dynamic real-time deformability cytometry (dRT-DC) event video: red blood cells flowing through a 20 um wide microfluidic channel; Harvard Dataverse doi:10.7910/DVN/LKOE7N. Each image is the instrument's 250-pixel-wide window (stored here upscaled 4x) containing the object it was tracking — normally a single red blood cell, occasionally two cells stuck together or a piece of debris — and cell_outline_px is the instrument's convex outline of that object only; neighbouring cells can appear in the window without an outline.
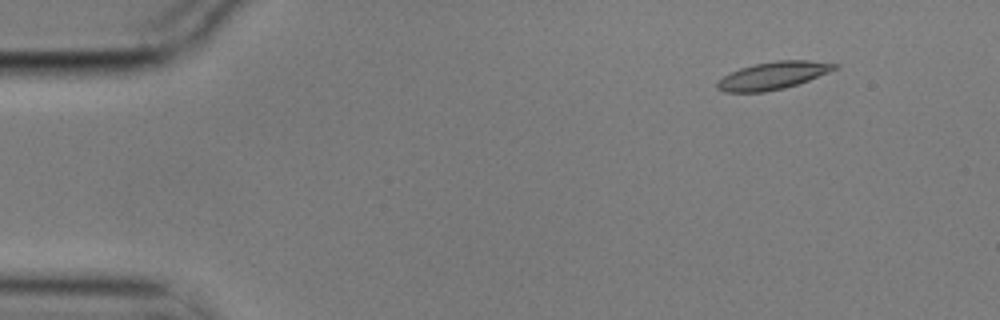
{"species": "common noctule bat (a hibernating species)", "species_latin": "Nyctalus noctula", "temperature_condition": "cold", "stored_images_in_passage": 5, "camera_frame_rate_fps": 3000, "um_per_image_px": 0.085, "animal": {"sex": "male", "body_mass_g": 17.9}, "frame": {"image": 1, "passage_image": 1, "time_ms": 0.0, "image_size_px": [1000, 320], "cell_outline_px": [[840, 64], [836, 68], [828, 72], [808, 80], [784, 88], [764, 92], [724, 92], [716, 88], [716, 84], [724, 76], [740, 68], [756, 64], [776, 60], [808, 60]], "centroid_in_image_um": [65.7, 6.42], "position_along_channel_um": 19.3, "area_um2": 18.55}}
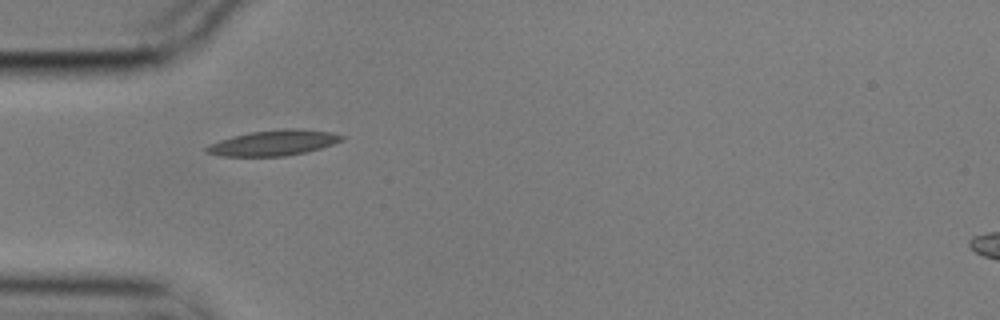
{"frame": {"image": 2, "passage_image": 4, "time_ms": 1.0, "image_size_px": [1000, 320], "cell_outline_px": [[344, 140], [308, 152], [284, 156], [220, 156], [204, 152], [204, 148], [208, 144], [232, 136], [252, 132], [284, 128], [300, 128], [332, 132], [344, 136]], "centroid_in_image_um": [23.25, 12.14], "position_along_channel_um": 61.8, "area_um2": 20.23}}
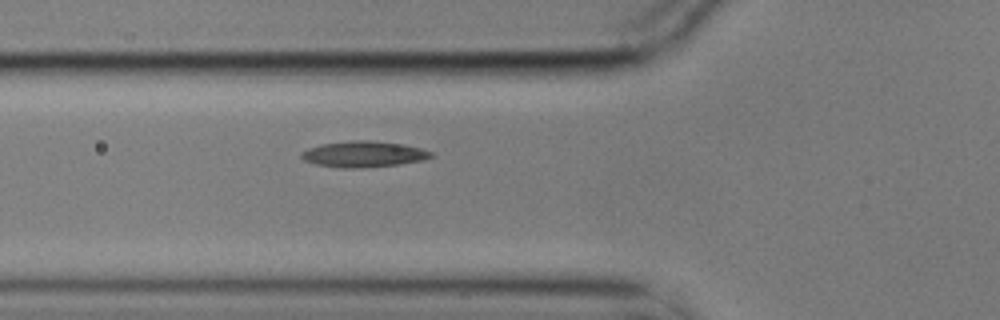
{"frame": {"image": 3, "passage_image": 5, "time_ms": 1.333, "image_size_px": [1000, 320], "cell_outline_px": [[436, 156], [424, 160], [400, 164], [356, 168], [340, 168], [316, 164], [304, 160], [300, 156], [300, 152], [308, 148], [320, 144], [352, 140], [368, 140], [404, 144], [420, 148], [432, 152]], "centroid_in_image_um": [30.91, 13.1], "position_along_channel_um": 94.9, "area_um2": 19.77}}